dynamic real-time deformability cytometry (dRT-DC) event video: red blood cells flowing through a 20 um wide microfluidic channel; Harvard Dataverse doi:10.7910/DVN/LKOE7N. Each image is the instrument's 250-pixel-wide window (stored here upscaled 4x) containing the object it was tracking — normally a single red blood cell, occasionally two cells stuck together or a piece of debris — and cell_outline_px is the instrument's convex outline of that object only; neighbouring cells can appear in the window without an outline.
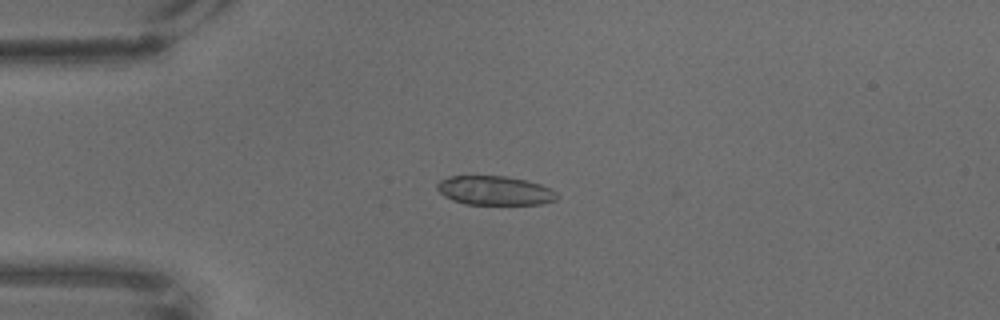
{"species": "common noctule bat (a hibernating species)", "species_latin": "Nyctalus noctula", "temperature_condition": "warm", "stored_images_in_passage": 52, "camera_frame_rate_fps": 3000, "um_per_image_px": 0.085, "animal": {"sex": "male", "body_mass_g": 18.8}, "frame": {"image": 1, "passage_image": 1, "time_ms": 0.0, "image_size_px": [1000, 320], "cell_outline_px": [[560, 196], [556, 200], [540, 204], [464, 204], [452, 200], [444, 196], [436, 188], [436, 184], [440, 180], [448, 176], [504, 176], [524, 180], [540, 184], [556, 192]], "centroid_in_image_um": [42.03, 16.2], "position_along_channel_um": 43.0, "area_um2": 20.29}}
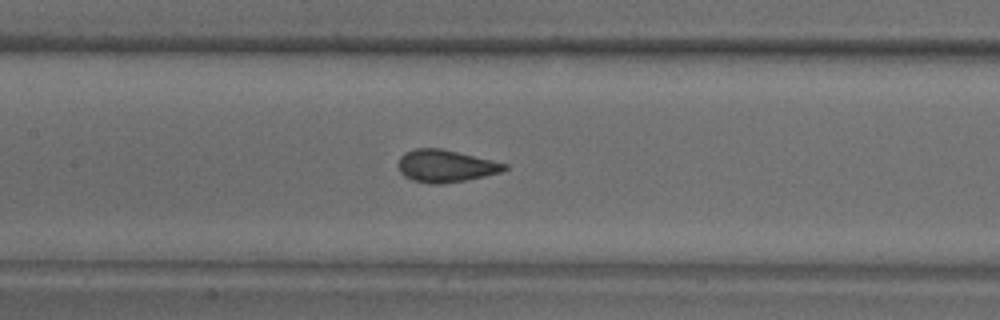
{"frame": {"image": 2, "passage_image": 16, "time_ms": 5.0, "image_size_px": [1000, 320], "cell_outline_px": [[508, 168], [500, 172], [484, 176], [464, 180], [440, 184], [428, 184], [412, 180], [404, 176], [400, 172], [396, 164], [400, 156], [404, 152], [416, 148], [440, 148], [492, 160], [508, 164]], "centroid_in_image_um": [37.82, 14.11], "position_along_channel_um": 169.6, "area_um2": 20.06}}
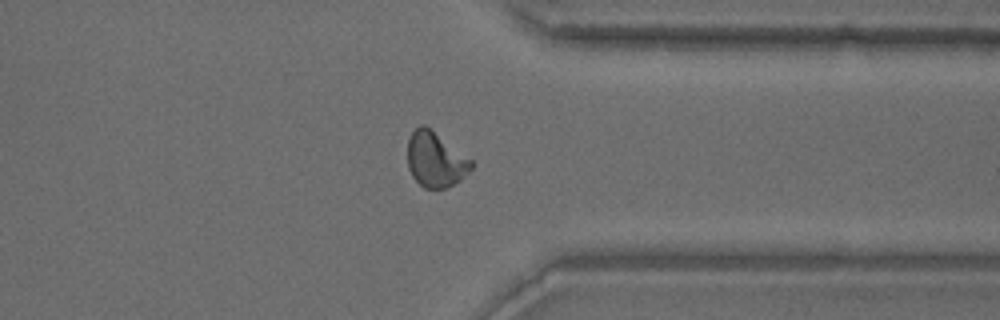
{"frame": {"image": 3, "passage_image": 37, "time_ms": 12.0, "image_size_px": [1000, 320], "cell_outline_px": [[472, 168], [460, 180], [444, 188], [424, 188], [412, 176], [408, 168], [408, 140], [412, 132], [420, 124], [424, 124], [472, 160]], "centroid_in_image_um": [36.99, 13.56], "position_along_channel_um": 374.4, "area_um2": 20.11}}